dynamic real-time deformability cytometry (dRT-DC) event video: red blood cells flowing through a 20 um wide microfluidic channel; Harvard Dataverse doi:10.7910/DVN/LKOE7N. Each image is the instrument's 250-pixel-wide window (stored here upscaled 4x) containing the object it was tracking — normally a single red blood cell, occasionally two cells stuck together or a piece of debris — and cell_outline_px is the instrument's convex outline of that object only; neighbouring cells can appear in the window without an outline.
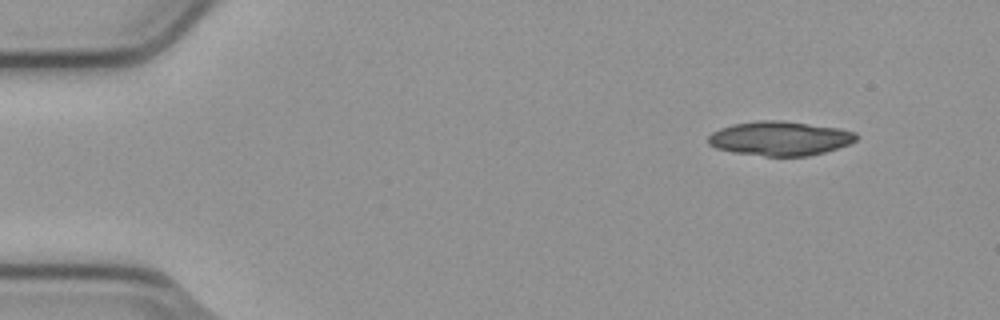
{"species": "common noctule bat (a hibernating species)", "species_latin": "Nyctalus noctula", "temperature_condition": "cold", "stored_images_in_passage": 2, "camera_frame_rate_fps": 3000, "um_per_image_px": 0.085, "animal": {"sex": "male", "body_mass_g": 23.1, "forearm_length_mm": 52.7}, "frame": {"image": 1, "passage_image": 2, "time_ms": 0.333, "image_size_px": [1000, 320], "cell_outline_px": [[860, 136], [856, 140], [848, 144], [824, 152], [808, 156], [764, 156], [736, 152], [716, 148], [708, 144], [708, 136], [712, 132], [720, 128], [732, 124], [760, 120], [780, 120], [840, 128], [856, 132]], "centroid_in_image_um": [66.3, 11.76], "position_along_channel_um": 18.7, "area_um2": 29.54}}